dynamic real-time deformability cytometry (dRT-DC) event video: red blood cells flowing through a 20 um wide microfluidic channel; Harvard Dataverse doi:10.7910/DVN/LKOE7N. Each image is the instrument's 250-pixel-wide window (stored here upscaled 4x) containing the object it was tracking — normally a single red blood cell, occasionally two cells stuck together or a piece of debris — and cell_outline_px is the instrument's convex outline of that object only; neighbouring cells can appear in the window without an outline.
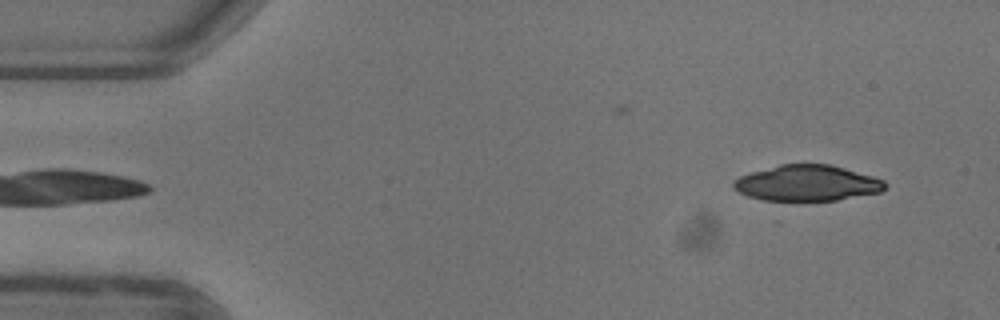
{"species": "common noctule bat (a hibernating species)", "species_latin": "Nyctalus noctula", "temperature_condition": "warm", "stored_images_in_passage": 9, "camera_frame_rate_fps": 3000, "um_per_image_px": 0.085, "animal": {"sex": "female"}, "frame": {"image": 1, "passage_image": 4, "time_ms": 1.0, "image_size_px": [1000, 320], "cell_outline_px": [[884, 188], [880, 192], [836, 200], [776, 204], [760, 200], [748, 196], [732, 188], [732, 180], [740, 176], [752, 172], [780, 164], [828, 164], [844, 168], [872, 176], [884, 180]], "centroid_in_image_um": [68.51, 15.61], "position_along_channel_um": 16.5, "area_um2": 32.43}}